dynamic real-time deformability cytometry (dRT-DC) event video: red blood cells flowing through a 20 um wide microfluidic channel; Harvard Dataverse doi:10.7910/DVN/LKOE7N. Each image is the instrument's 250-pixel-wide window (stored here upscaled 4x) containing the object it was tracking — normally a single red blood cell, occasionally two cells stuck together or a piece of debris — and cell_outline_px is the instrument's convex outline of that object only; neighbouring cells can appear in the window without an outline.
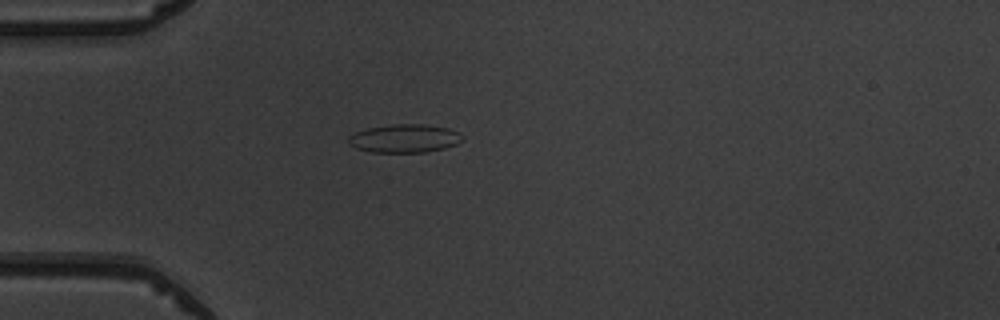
{"species": "common noctule bat (a hibernating species)", "species_latin": "Nyctalus noctula", "temperature_condition": "warm", "stored_images_in_passage": 5, "camera_frame_rate_fps": 3000, "um_per_image_px": 0.085, "animal": {"sex": "male", "body_mass_g": 19.5, "forearm_length_mm": 54.6}, "frame": {"image": 1, "passage_image": 5, "time_ms": 4.667, "image_size_px": [1000, 320], "cell_outline_px": [[464, 140], [456, 144], [444, 148], [424, 152], [372, 152], [356, 148], [348, 144], [348, 136], [356, 132], [368, 128], [396, 124], [420, 124], [448, 128], [460, 132], [464, 136]], "centroid_in_image_um": [34.41, 11.77], "position_along_channel_um": 50.6, "area_um2": 18.79}}